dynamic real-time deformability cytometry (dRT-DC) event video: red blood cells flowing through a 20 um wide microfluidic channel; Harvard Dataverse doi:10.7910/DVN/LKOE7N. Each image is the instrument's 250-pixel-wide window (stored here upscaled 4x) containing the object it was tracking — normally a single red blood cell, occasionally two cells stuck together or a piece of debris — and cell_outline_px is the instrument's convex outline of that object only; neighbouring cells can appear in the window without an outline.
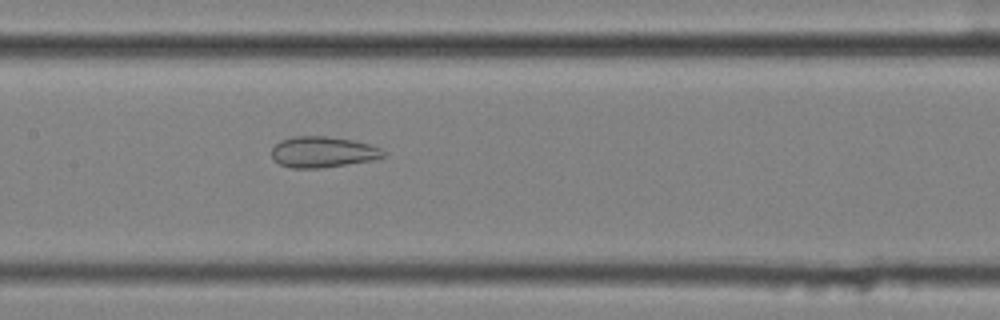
{"species": "common noctule bat (a hibernating species)", "species_latin": "Nyctalus noctula", "temperature_condition": "cold", "stored_images_in_passage": 56, "camera_frame_rate_fps": 3000, "um_per_image_px": 0.085, "animal": {"sex": "female", "body_mass_g": 25.1}, "frame": {"image": 1, "passage_image": 28, "time_ms": 9.0, "image_size_px": [1000, 320], "cell_outline_px": [[388, 152], [384, 156], [372, 160], [320, 168], [292, 168], [280, 164], [272, 156], [272, 148], [280, 140], [292, 136], [328, 136], [356, 140], [380, 148]], "centroid_in_image_um": [27.45, 12.9], "position_along_channel_um": 179.9, "area_um2": 20.17}}
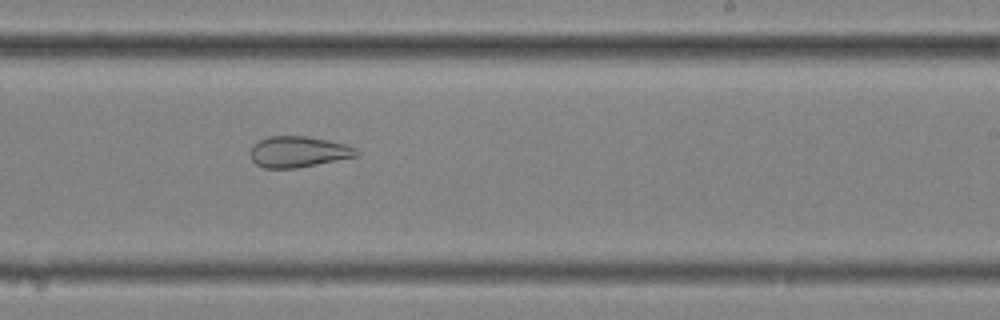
{"frame": {"image": 2, "passage_image": 35, "time_ms": 11.333, "image_size_px": [1000, 320], "cell_outline_px": [[360, 156], [296, 168], [264, 168], [256, 164], [252, 160], [252, 144], [268, 136], [304, 136], [328, 140], [344, 144], [356, 148], [360, 152]], "centroid_in_image_um": [25.39, 12.9], "position_along_channel_um": 263.6, "area_um2": 19.13}}
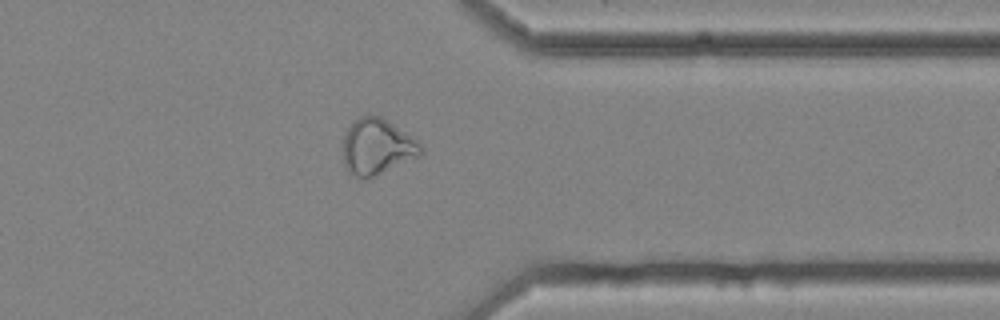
{"frame": {"image": 3, "passage_image": 45, "time_ms": 14.667, "image_size_px": [1000, 320], "cell_outline_px": [[424, 152], [420, 156], [368, 180], [364, 180], [348, 172], [344, 164], [344, 136], [348, 128], [360, 116], [380, 116], [388, 120], [412, 136], [424, 148]], "centroid_in_image_um": [32.08, 12.51], "position_along_channel_um": 379.3, "area_um2": 25.49}, "authors_computed_cell_mechanics": {"area_um2": 26.877, "velocity_mm_per_s": 3.5963, "shape_relaxation_time_tau1_ms": null, "shape_relaxation_time_tau2_ms": 1.718, "deformation_change_tau1": null, "deformation_change_tau2": 0.0926}}